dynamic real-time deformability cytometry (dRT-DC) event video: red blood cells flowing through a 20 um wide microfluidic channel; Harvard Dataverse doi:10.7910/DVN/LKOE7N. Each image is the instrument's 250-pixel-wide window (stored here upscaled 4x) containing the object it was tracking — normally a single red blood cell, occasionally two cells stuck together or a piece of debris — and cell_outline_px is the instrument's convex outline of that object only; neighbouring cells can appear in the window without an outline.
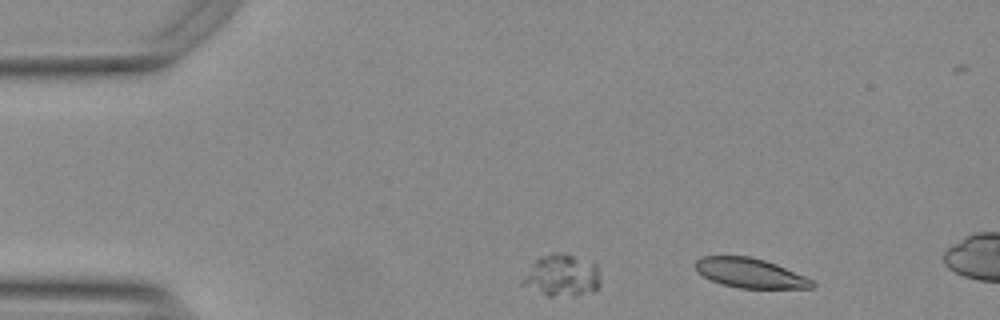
{"species": "Egyptian fruit bat (a non-hibernating species)", "species_latin": "Rousettus aegyptiacus", "temperature_condition": "warm", "stored_images_in_passage": 3, "segment_of_instrument_passage": [2, 2], "camera_frame_rate_fps": 3000, "um_per_image_px": 0.085, "animal": {"sex": "female"}, "frame": {"image": 1, "passage_image": 3, "time_ms": 0.667, "image_size_px": [1000, 320], "cell_outline_px": [[816, 284], [812, 288], [740, 288], [720, 284], [696, 272], [696, 260], [700, 256], [752, 256], [776, 264], [804, 276], [812, 280]], "centroid_in_image_um": [63.73, 23.2], "position_along_channel_um": 21.3, "area_um2": 20.06}}